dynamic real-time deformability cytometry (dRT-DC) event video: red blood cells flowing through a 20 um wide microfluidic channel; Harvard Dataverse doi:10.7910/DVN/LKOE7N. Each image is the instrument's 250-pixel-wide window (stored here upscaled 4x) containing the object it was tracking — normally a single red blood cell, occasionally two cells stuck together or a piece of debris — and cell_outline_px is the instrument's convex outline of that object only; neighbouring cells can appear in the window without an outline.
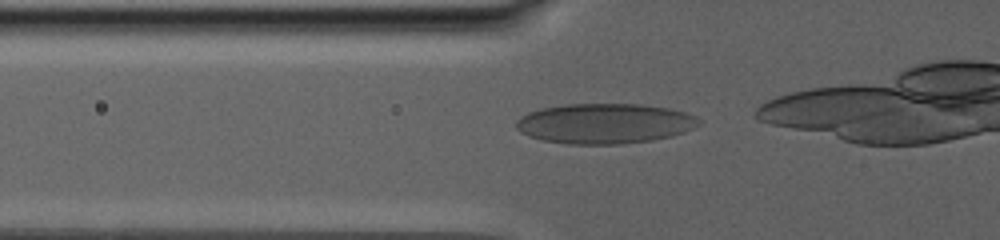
{"species": "human", "species_latin": "Homo sapiens", "temperature_condition": "warm", "stored_images_in_passage": 44, "camera_frame_rate_fps": 3000, "um_per_image_px": 0.085, "donor": {"sex": "male"}, "frame": {"image": 1, "passage_image": 14, "time_ms": 6.0, "image_size_px": [1000, 240], "cell_outline_px": [[700, 124], [684, 132], [652, 140], [620, 144], [568, 144], [544, 140], [528, 136], [520, 132], [516, 128], [516, 120], [520, 116], [528, 112], [540, 108], [564, 104], [640, 104], [668, 108], [684, 112], [696, 116], [700, 120]], "centroid_in_image_um": [51.35, 10.49], "position_along_channel_um": 74.4, "area_um2": 42.77}}
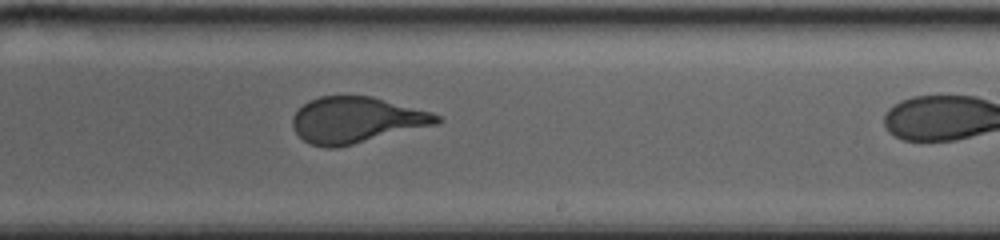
{"frame": {"image": 2, "passage_image": 29, "time_ms": 13.0, "image_size_px": [1000, 240], "cell_outline_px": [[444, 120], [436, 124], [336, 148], [328, 148], [308, 144], [296, 132], [292, 124], [292, 116], [308, 100], [320, 96], [372, 96], [432, 112], [440, 116]], "centroid_in_image_um": [30.27, 10.19], "position_along_channel_um": 258.7, "area_um2": 38.49}}
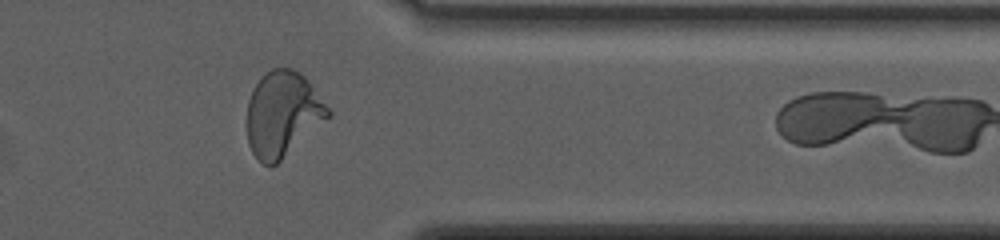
{"frame": {"image": 3, "passage_image": 41, "time_ms": 18.0, "image_size_px": [1000, 240], "cell_outline_px": [[332, 116], [276, 164], [264, 164], [252, 152], [248, 144], [248, 100], [256, 84], [272, 68], [292, 68], [300, 72], [308, 80], [332, 112]], "centroid_in_image_um": [24.06, 9.69], "position_along_channel_um": 387.3, "area_um2": 39.82}}